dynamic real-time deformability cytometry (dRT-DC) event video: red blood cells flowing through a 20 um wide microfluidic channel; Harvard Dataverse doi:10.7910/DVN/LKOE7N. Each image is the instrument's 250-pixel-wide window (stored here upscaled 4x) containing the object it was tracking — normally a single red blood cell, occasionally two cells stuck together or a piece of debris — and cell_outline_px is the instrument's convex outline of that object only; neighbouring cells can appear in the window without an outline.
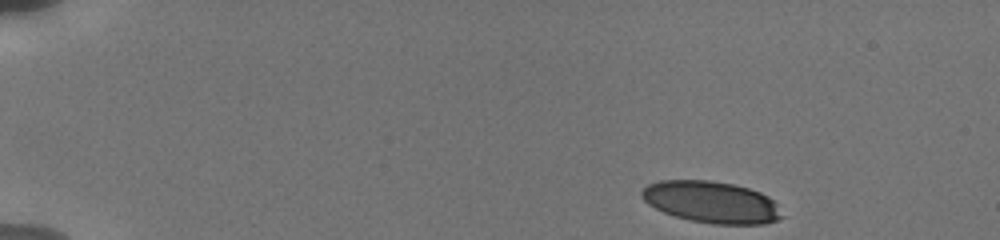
{"species": "human", "species_latin": "Homo sapiens", "temperature_condition": "cold", "stored_images_in_passage": 14, "camera_frame_rate_fps": 3000, "um_per_image_px": 0.085, "donor": {"sex": "male"}, "frame": {"image": 1, "passage_image": 1, "time_ms": 0.0, "image_size_px": [1000, 240], "cell_outline_px": [[784, 216], [776, 220], [764, 224], [712, 224], [692, 220], [676, 216], [664, 212], [648, 204], [640, 196], [640, 192], [648, 184], [660, 180], [708, 180], [732, 184], [748, 188], [760, 192], [768, 196], [776, 204]], "centroid_in_image_um": [60.46, 17.17], "position_along_channel_um": 24.5, "area_um2": 33.93}}